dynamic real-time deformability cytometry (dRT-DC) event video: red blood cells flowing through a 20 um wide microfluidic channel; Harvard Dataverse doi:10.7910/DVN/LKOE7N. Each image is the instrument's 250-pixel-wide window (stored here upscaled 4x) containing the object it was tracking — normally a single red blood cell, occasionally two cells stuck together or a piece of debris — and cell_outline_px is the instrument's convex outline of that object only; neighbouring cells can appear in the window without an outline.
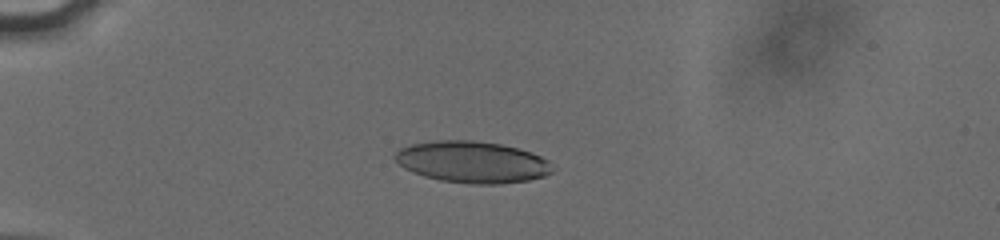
{"species": "human", "species_latin": "Homo sapiens", "temperature_condition": "cold", "stored_images_in_passage": 49, "camera_frame_rate_fps": 3000, "um_per_image_px": 0.085, "donor": {"sex": "male"}, "frame": {"image": 1, "passage_image": 15, "time_ms": 4.667, "image_size_px": [1000, 240], "cell_outline_px": [[556, 168], [552, 172], [544, 176], [528, 180], [500, 184], [472, 184], [440, 180], [424, 176], [404, 168], [392, 156], [400, 148], [412, 144], [436, 140], [472, 140], [500, 144], [532, 152], [548, 160]], "centroid_in_image_um": [40.16, 13.77], "position_along_channel_um": 44.8, "area_um2": 38.21}}
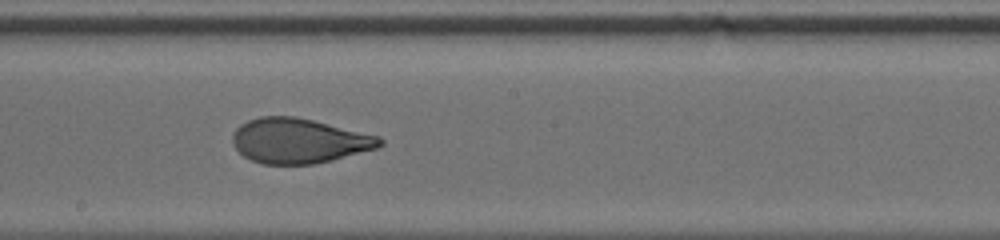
{"frame": {"image": 2, "passage_image": 32, "time_ms": 10.333, "image_size_px": [1000, 240], "cell_outline_px": [[384, 144], [376, 148], [332, 160], [312, 164], [264, 164], [252, 160], [244, 156], [232, 144], [232, 136], [236, 128], [240, 124], [248, 120], [260, 116], [296, 116], [380, 136], [384, 140]], "centroid_in_image_um": [25.4, 11.96], "position_along_channel_um": 222.8, "area_um2": 38.49}}
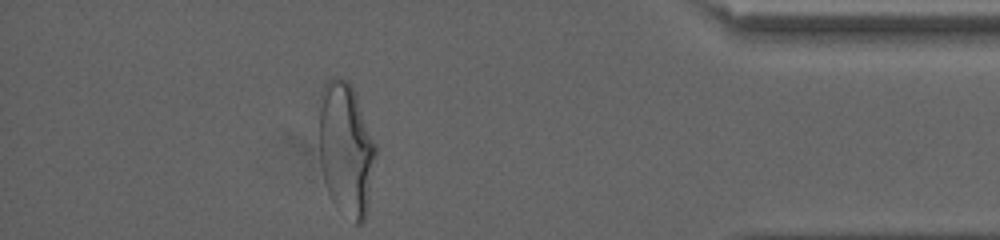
{"frame": {"image": 3, "passage_image": 49, "time_ms": 16.0, "image_size_px": [1000, 240], "cell_outline_px": [[376, 156], [368, 204], [364, 220], [360, 224], [352, 224], [332, 200], [328, 192], [324, 180], [320, 164], [320, 92], [324, 84], [332, 76], [336, 76], [348, 80], [356, 92], [376, 144]], "centroid_in_image_um": [29.42, 12.65], "position_along_channel_um": 405.8, "area_um2": 44.39}, "authors_computed_cell_mechanics": {"area_um2": 38.4948, "velocity_mm_per_s": 3.8277, "shape_relaxation_time_tau1_ms": 5.086, "shape_relaxation_time_tau2_ms": 1.0445, "deformation_change_tau1": 0.1848, "deformation_change_tau2": 0.0781}}